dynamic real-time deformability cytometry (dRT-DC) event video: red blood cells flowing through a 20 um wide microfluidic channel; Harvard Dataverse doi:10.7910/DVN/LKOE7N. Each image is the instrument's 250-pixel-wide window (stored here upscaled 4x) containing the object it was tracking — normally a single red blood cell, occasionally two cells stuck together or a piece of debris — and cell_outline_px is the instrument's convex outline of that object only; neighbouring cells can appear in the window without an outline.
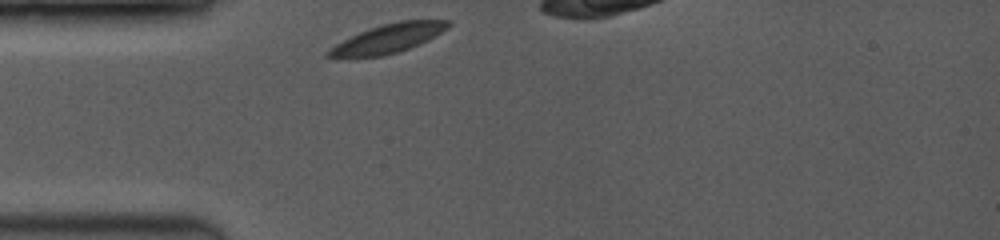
{"species": "common noctule bat (a hibernating species)", "species_latin": "Nyctalus noctula", "temperature_condition": "room temperature", "stored_images_in_passage": 27, "camera_frame_rate_fps": 3500, "um_per_image_px": 0.085, "animal": {"sex": "female", "body_mass_g": 19.0, "forearm_length_mm": 53.3}, "frame": {"image": 1, "passage_image": 1, "time_ms": 0.0, "image_size_px": [1000, 240], "cell_outline_px": [[452, 24], [448, 28], [428, 40], [420, 44], [384, 56], [324, 56], [324, 52], [328, 48], [368, 28], [400, 20], [452, 20]], "centroid_in_image_um": [33.04, 3.25], "position_along_channel_um": 52.0, "area_um2": 19.88}}
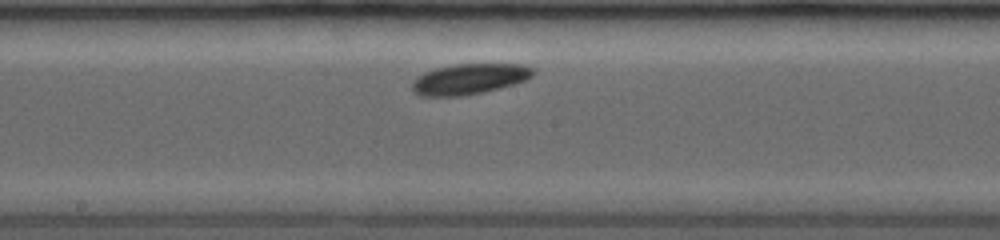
{"frame": {"image": 2, "passage_image": 16, "time_ms": 4.286, "image_size_px": [1000, 240], "cell_outline_px": [[536, 72], [532, 76], [516, 84], [484, 92], [460, 96], [420, 96], [412, 92], [412, 80], [416, 76], [424, 72], [436, 68], [452, 64], [520, 64], [532, 68]], "centroid_in_image_um": [39.85, 6.72], "position_along_channel_um": 208.3, "area_um2": 21.79}}
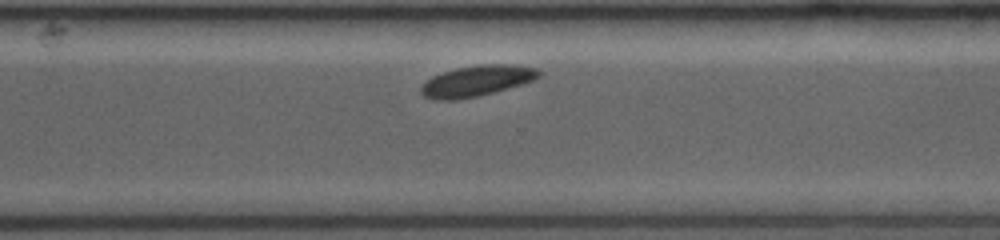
{"frame": {"image": 3, "passage_image": 26, "time_ms": 7.429, "image_size_px": [1000, 240], "cell_outline_px": [[540, 76], [532, 80], [520, 84], [492, 92], [460, 100], [432, 100], [424, 96], [420, 92], [420, 88], [432, 76], [456, 68], [476, 64], [508, 64], [536, 68], [540, 72]], "centroid_in_image_um": [40.47, 6.87], "position_along_channel_um": 330.1, "area_um2": 20.92}}